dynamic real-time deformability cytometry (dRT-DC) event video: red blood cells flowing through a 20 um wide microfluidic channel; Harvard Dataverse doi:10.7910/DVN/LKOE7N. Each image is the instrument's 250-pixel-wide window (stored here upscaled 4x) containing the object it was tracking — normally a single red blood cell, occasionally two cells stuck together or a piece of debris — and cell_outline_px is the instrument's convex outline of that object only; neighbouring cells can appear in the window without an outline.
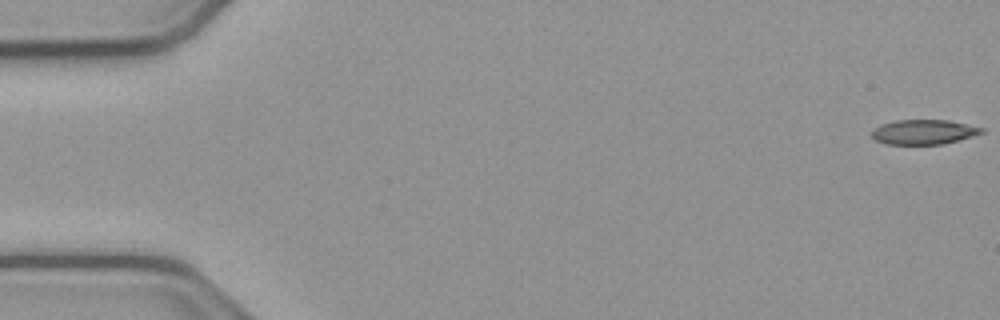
{"species": "common noctule bat (a hibernating species)", "species_latin": "Nyctalus noctula", "temperature_condition": "cold", "stored_images_in_passage": 54, "camera_frame_rate_fps": 3000, "um_per_image_px": 0.085, "animal": {"sex": "male", "body_mass_g": 23.1, "forearm_length_mm": 52.7}, "frame": {"image": 1, "passage_image": 1, "time_ms": 0.0, "image_size_px": [1000, 320], "cell_outline_px": [[984, 132], [972, 136], [944, 144], [884, 144], [876, 140], [872, 136], [872, 128], [880, 124], [896, 120], [948, 120], [984, 128]], "centroid_in_image_um": [78.48, 11.21], "position_along_channel_um": 6.5, "area_um2": 15.84}}
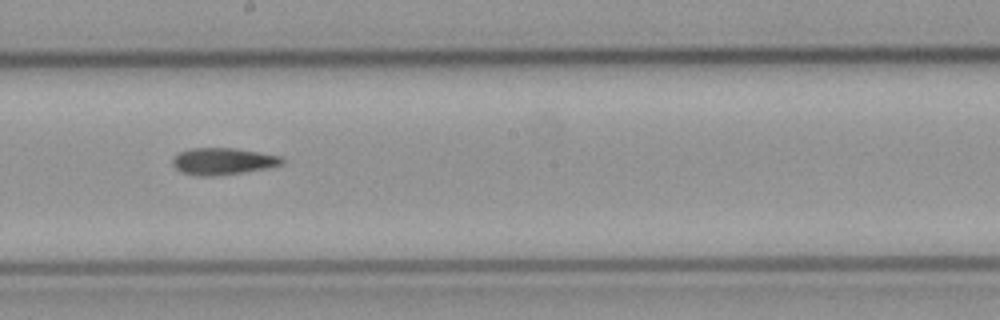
{"frame": {"image": 2, "passage_image": 30, "time_ms": 9.667, "image_size_px": [1000, 320], "cell_outline_px": [[284, 164], [268, 168], [212, 176], [196, 176], [180, 172], [172, 164], [172, 160], [180, 152], [192, 148], [236, 148], [280, 156], [284, 160]], "centroid_in_image_um": [18.94, 13.71], "position_along_channel_um": 229.3, "area_um2": 16.99}}
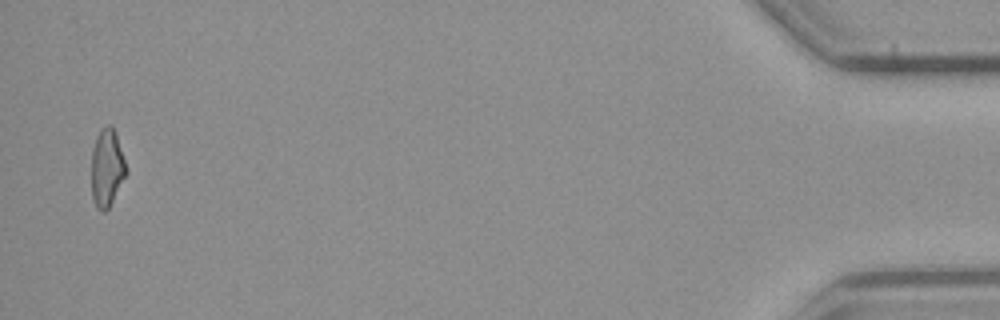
{"frame": {"image": 3, "passage_image": 53, "time_ms": 17.333, "image_size_px": [1000, 320], "cell_outline_px": [[128, 172], [108, 208], [104, 212], [100, 212], [96, 208], [92, 196], [92, 148], [96, 136], [100, 128], [108, 124], [112, 124], [116, 132]], "centroid_in_image_um": [9.09, 14.23], "position_along_channel_um": 426.1, "area_um2": 15.9}}